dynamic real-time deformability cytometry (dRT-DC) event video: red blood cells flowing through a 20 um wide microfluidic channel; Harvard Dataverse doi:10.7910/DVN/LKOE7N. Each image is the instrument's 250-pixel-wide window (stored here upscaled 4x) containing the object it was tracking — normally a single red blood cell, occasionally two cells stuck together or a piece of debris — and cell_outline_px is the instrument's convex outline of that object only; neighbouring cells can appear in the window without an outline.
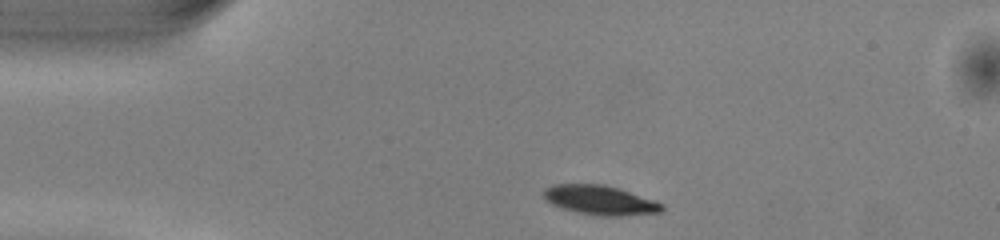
{"species": "common noctule bat (a hibernating species)", "species_latin": "Nyctalus noctula", "temperature_condition": "warm", "stored_images_in_passage": 41, "camera_frame_rate_fps": 3000, "um_per_image_px": 0.085, "animal": {"sex": "male", "body_mass_g": 13.0, "forearm_length_mm": 53.1}, "frame": {"image": 1, "passage_image": 1, "time_ms": 0.0, "image_size_px": [1000, 240], "cell_outline_px": [[664, 208], [660, 212], [620, 216], [604, 216], [576, 212], [552, 204], [544, 196], [544, 188], [552, 184], [604, 184], [620, 188], [664, 204]], "centroid_in_image_um": [51.02, 17.0], "position_along_channel_um": 34.0, "area_um2": 20.11}}
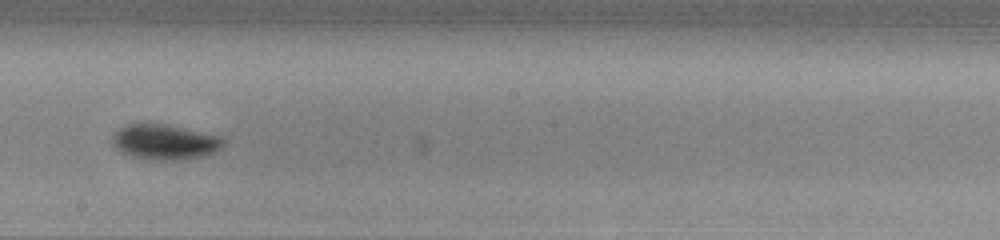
{"frame": {"image": 2, "passage_image": 19, "time_ms": 6.0, "image_size_px": [1000, 240], "cell_outline_px": [[224, 144], [216, 152], [204, 156], [180, 160], [152, 160], [128, 156], [120, 152], [112, 144], [112, 136], [120, 128], [128, 124], [168, 124], [220, 136], [224, 140]], "centroid_in_image_um": [14.0, 12.08], "position_along_channel_um": 234.2, "area_um2": 22.95}}
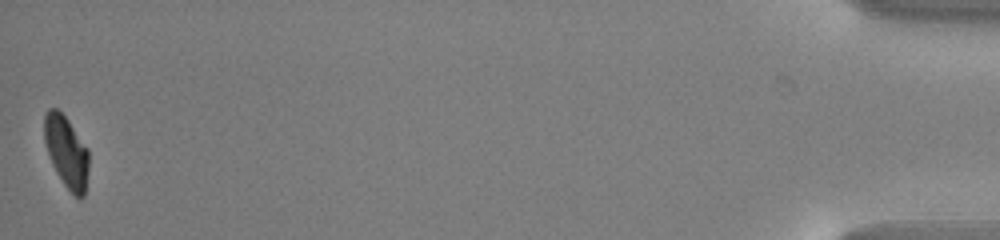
{"frame": {"image": 3, "passage_image": 41, "time_ms": 13.333, "image_size_px": [1000, 240], "cell_outline_px": [[88, 172], [84, 196], [76, 196], [64, 184], [56, 172], [52, 164], [44, 140], [44, 116], [48, 108], [56, 108], [68, 120], [88, 148]], "centroid_in_image_um": [5.64, 12.87], "position_along_channel_um": 429.6, "area_um2": 18.32}, "authors_computed_cell_mechanics": {"area_um2": 21.0392, "velocity_mm_per_s": 4.0332, "shape_relaxation_time_tau1_ms": 1.9103, "shape_relaxation_time_tau2_ms": null, "deformation_change_tau1": 0.1361, "deformation_change_tau2": null}}